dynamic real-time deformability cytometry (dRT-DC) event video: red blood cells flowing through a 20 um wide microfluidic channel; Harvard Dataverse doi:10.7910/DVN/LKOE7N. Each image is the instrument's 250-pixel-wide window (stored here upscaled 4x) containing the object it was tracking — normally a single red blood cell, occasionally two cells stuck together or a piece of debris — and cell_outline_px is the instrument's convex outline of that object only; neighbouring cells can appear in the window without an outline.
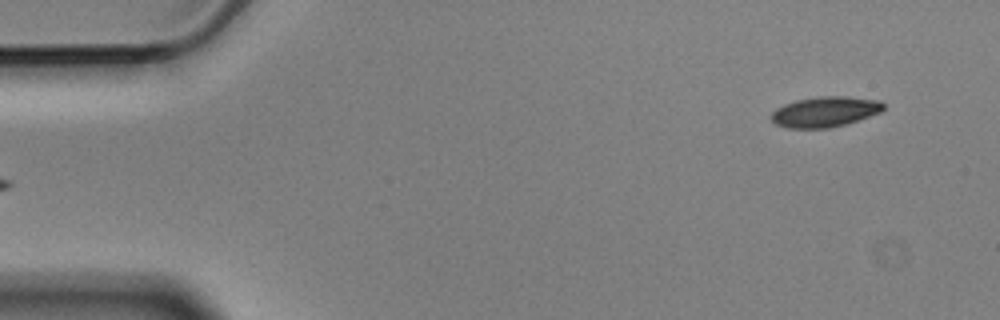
{"species": "Egyptian fruit bat (a non-hibernating species)", "species_latin": "Rousettus aegyptiacus", "temperature_condition": "cold", "stored_images_in_passage": 6, "segment_of_instrument_passage": [2, 2], "camera_frame_rate_fps": 3000, "um_per_image_px": 0.085, "animal": {"sex": "male"}, "frame": {"image": 1, "passage_image": 6, "time_ms": 1.667, "image_size_px": [1000, 320], "cell_outline_px": [[884, 108], [880, 112], [844, 124], [828, 128], [788, 128], [776, 124], [772, 120], [772, 112], [776, 108], [784, 104], [796, 100], [820, 96], [848, 96], [880, 100], [884, 104]], "centroid_in_image_um": [70.12, 9.49], "position_along_channel_um": 14.9, "area_um2": 19.71}}